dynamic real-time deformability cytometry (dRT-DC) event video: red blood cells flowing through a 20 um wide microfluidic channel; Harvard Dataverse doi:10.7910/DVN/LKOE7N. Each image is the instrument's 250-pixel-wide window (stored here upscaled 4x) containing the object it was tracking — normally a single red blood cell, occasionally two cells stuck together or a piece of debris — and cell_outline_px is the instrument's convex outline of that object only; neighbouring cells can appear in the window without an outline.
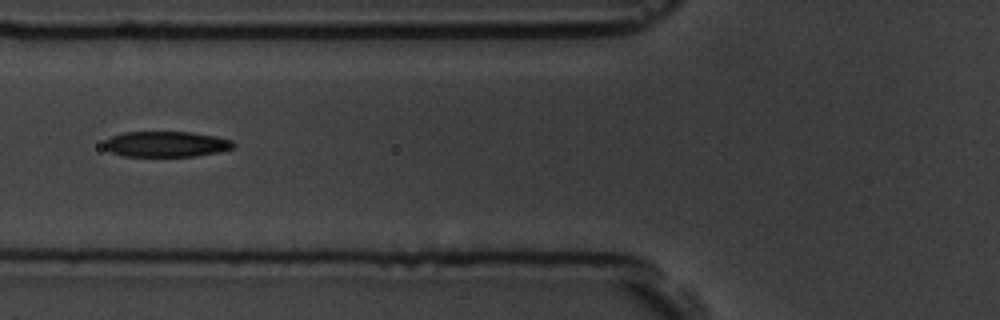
{"species": "common noctule bat (a hibernating species)", "species_latin": "Nyctalus noctula", "temperature_condition": "room temperature", "stored_images_in_passage": 11, "camera_frame_rate_fps": 3000, "um_per_image_px": 0.085, "animal": {"sex": "male", "body_mass_g": 19.5, "forearm_length_mm": 54.6}, "frame": {"image": 1, "passage_image": 2, "time_ms": 1.333, "image_size_px": [1000, 320], "cell_outline_px": [[236, 144], [232, 148], [216, 152], [196, 156], [124, 156], [112, 152], [104, 148], [104, 140], [112, 136], [124, 132], [192, 132], [216, 136], [232, 140]], "centroid_in_image_um": [14.12, 12.24], "position_along_channel_um": 111.7, "area_um2": 19.25}}
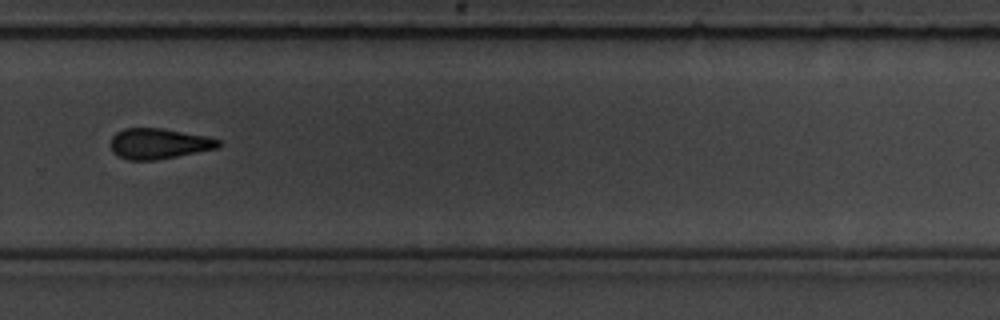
{"frame": {"image": 2, "passage_image": 7, "time_ms": 7.0, "image_size_px": [1000, 320], "cell_outline_px": [[220, 148], [156, 160], [128, 160], [116, 156], [112, 152], [112, 136], [116, 132], [124, 128], [164, 128], [208, 136], [220, 140]], "centroid_in_image_um": [13.52, 12.21], "position_along_channel_um": 316.3, "area_um2": 19.42}}
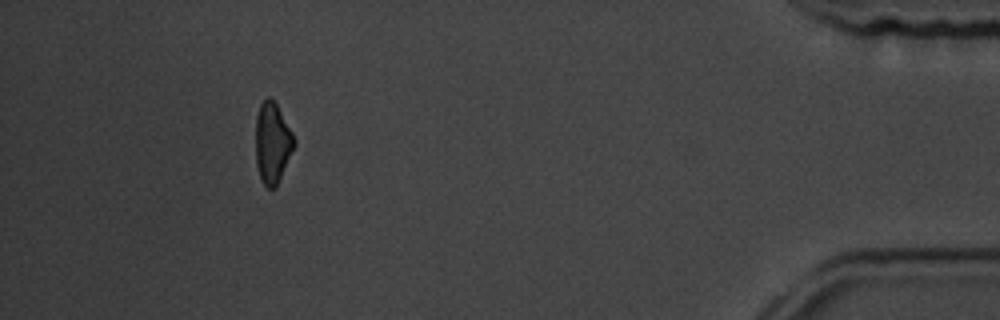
{"frame": {"image": 3, "passage_image": 10, "time_ms": 11.333, "image_size_px": [1000, 320], "cell_outline_px": [[296, 144], [276, 188], [268, 188], [264, 184], [260, 176], [256, 164], [256, 116], [260, 104], [268, 96], [276, 104], [292, 132], [296, 140]], "centroid_in_image_um": [23.16, 12.16], "position_along_channel_um": 412.0, "area_um2": 18.03}}